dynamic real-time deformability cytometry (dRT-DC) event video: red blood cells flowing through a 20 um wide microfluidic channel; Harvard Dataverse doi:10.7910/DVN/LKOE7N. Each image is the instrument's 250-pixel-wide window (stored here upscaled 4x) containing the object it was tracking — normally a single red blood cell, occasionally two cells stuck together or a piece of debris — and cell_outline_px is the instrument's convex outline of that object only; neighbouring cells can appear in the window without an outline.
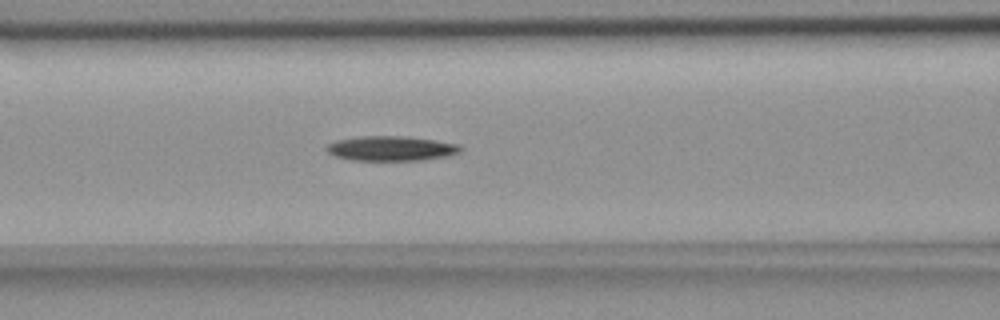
{"species": "common noctule bat (a hibernating species)", "species_latin": "Nyctalus noctula", "temperature_condition": "room temperature", "stored_images_in_passage": 53, "camera_frame_rate_fps": 3000, "um_per_image_px": 0.085, "animal": {"sex": "female", "body_mass_g": 18.4}, "frame": {"image": 1, "passage_image": 20, "time_ms": 6.333, "image_size_px": [1000, 320], "cell_outline_px": [[464, 148], [460, 152], [448, 156], [424, 160], [352, 160], [336, 156], [328, 152], [324, 148], [328, 144], [336, 140], [356, 136], [404, 136], [460, 144]], "centroid_in_image_um": [33.25, 12.61], "position_along_channel_um": 133.3, "area_um2": 19.42}}
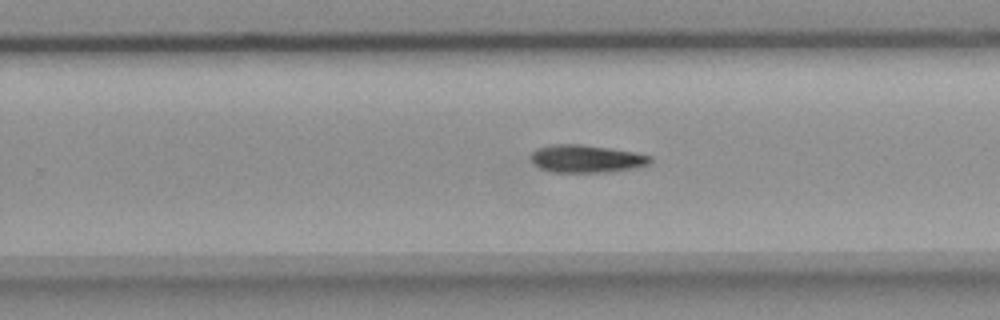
{"frame": {"image": 2, "passage_image": 32, "time_ms": 10.333, "image_size_px": [1000, 320], "cell_outline_px": [[652, 160], [648, 164], [632, 168], [608, 172], [552, 172], [540, 168], [532, 160], [532, 152], [536, 148], [548, 144], [580, 144], [608, 148], [632, 152], [652, 156]], "centroid_in_image_um": [49.81, 13.48], "position_along_channel_um": 280.0, "area_um2": 19.07}}
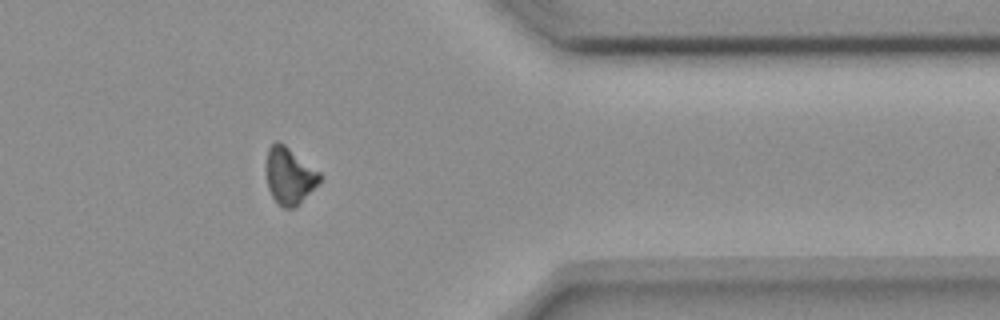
{"frame": {"image": 3, "passage_image": 42, "time_ms": 13.667, "image_size_px": [1000, 320], "cell_outline_px": [[320, 180], [296, 208], [284, 208], [272, 196], [268, 188], [268, 148], [276, 140], [284, 144], [320, 172]], "centroid_in_image_um": [24.61, 14.95], "position_along_channel_um": 386.8, "area_um2": 17.11}}